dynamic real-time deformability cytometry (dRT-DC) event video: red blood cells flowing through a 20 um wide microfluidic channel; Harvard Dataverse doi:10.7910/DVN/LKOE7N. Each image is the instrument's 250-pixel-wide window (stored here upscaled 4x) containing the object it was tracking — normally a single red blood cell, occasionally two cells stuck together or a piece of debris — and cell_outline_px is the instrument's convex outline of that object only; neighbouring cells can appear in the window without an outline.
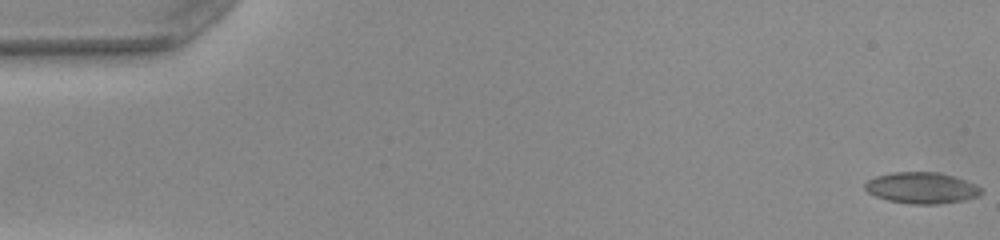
{"species": "common noctule bat (a hibernating species)", "species_latin": "Nyctalus noctula", "temperature_condition": "warm", "stored_images_in_passage": 51, "camera_frame_rate_fps": 3000, "um_per_image_px": 0.085, "animal": {"sex": "female", "body_mass_g": 22.0, "forearm_length_mm": 56.7}, "frame": {"image": 1, "passage_image": 1, "time_ms": 0.0, "image_size_px": [1000, 240], "cell_outline_px": [[984, 192], [980, 196], [964, 200], [936, 204], [908, 204], [888, 200], [876, 196], [868, 192], [864, 188], [864, 184], [868, 180], [876, 176], [892, 172], [940, 172], [976, 184]], "centroid_in_image_um": [78.35, 15.97], "position_along_channel_um": 6.7, "area_um2": 21.21}}
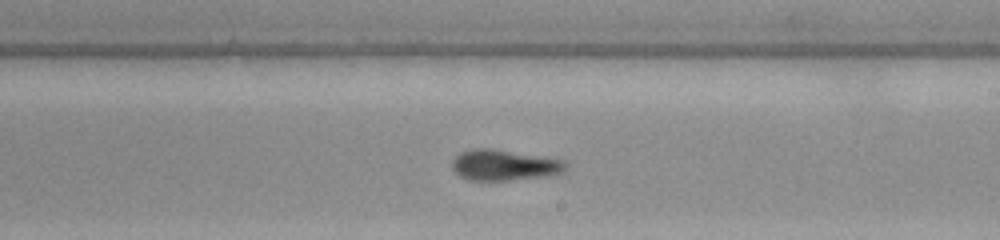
{"frame": {"image": 2, "passage_image": 30, "time_ms": 9.667, "image_size_px": [1000, 240], "cell_outline_px": [[568, 168], [564, 172], [548, 176], [508, 180], [472, 180], [460, 176], [452, 168], [452, 160], [460, 152], [472, 148], [492, 148], [564, 160], [568, 164]], "centroid_in_image_um": [42.88, 14.03], "position_along_channel_um": 246.1, "area_um2": 20.46}}
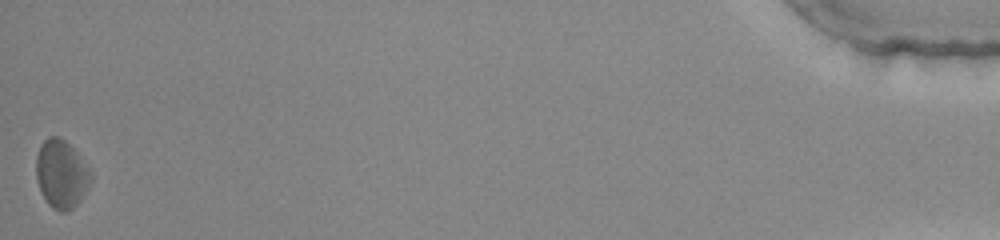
{"frame": {"image": 3, "passage_image": 51, "time_ms": 16.667, "image_size_px": [1000, 240], "cell_outline_px": [[92, 176], [88, 188], [76, 204], [72, 208], [64, 212], [60, 212], [52, 208], [48, 204], [36, 180], [36, 156], [44, 140], [48, 136], [60, 136], [76, 152], [88, 168]], "centroid_in_image_um": [5.2, 14.79], "position_along_channel_um": 430.0, "area_um2": 21.39}, "authors_computed_cell_mechanics": {"area_um2": 20.1144, "velocity_mm_per_s": 4.0288, "shape_relaxation_time_tau1_ms": 3.536, "shape_relaxation_time_tau2_ms": 4.2696, "deformation_change_tau1": 0.12, "deformation_change_tau2": 0.1503}}